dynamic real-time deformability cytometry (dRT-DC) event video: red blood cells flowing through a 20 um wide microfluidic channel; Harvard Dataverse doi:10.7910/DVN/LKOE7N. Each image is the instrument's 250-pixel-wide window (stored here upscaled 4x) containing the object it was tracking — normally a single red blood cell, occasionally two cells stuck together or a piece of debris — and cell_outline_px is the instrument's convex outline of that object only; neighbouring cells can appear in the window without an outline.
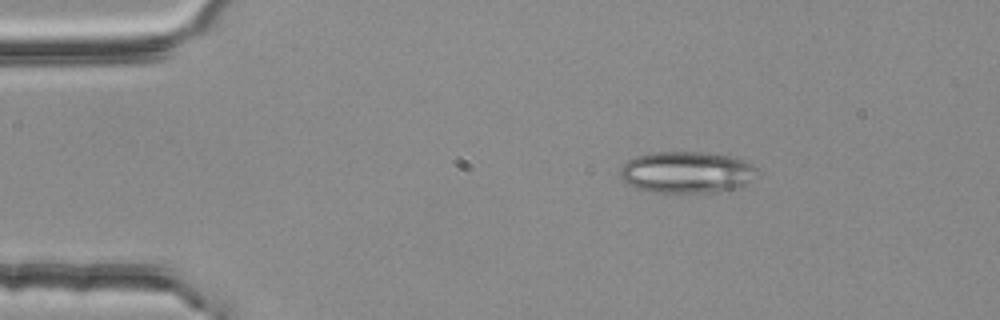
{"species": "common noctule bat (a hibernating species)", "species_latin": "Nyctalus noctula", "temperature_condition": "room temperature", "stored_images_in_passage": 3, "camera_frame_rate_fps": 3000, "um_per_image_px": 0.085, "animal": {"sex": "female", "body_mass_g": 25.1}, "frame": {"image": 1, "passage_image": 2, "time_ms": 0.333, "image_size_px": [1000, 320], "cell_outline_px": [[756, 168], [752, 180], [736, 188], [708, 192], [648, 192], [624, 184], [620, 176], [620, 168], [628, 160], [636, 156], [652, 152], [704, 152], [728, 156], [744, 160]], "centroid_in_image_um": [58.28, 14.64], "position_along_channel_um": 26.7, "area_um2": 33.06}}